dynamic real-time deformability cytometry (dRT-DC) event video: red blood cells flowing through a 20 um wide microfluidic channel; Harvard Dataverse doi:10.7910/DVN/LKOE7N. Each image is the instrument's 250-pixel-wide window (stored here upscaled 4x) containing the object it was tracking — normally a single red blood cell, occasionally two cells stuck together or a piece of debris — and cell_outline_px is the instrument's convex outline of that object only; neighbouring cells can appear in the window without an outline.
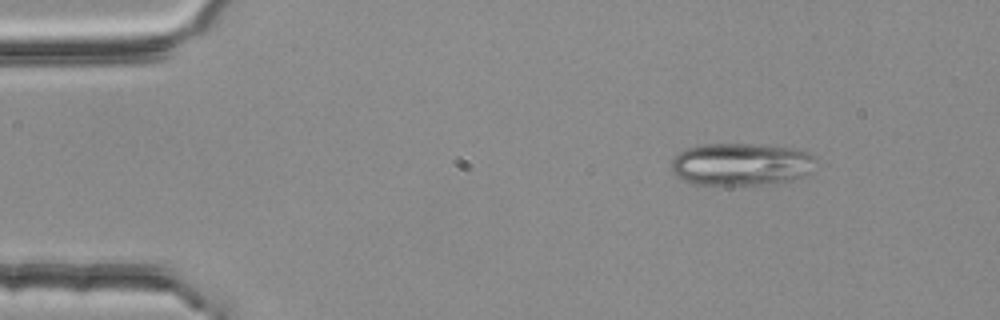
{"species": "common noctule bat (a hibernating species)", "species_latin": "Nyctalus noctula", "temperature_condition": "room temperature", "stored_images_in_passage": 3, "camera_frame_rate_fps": 3000, "um_per_image_px": 0.085, "animal": {"sex": "female", "body_mass_g": 25.1}, "frame": {"image": 1, "passage_image": 1, "time_ms": 0.0, "image_size_px": [1000, 320], "cell_outline_px": [[816, 160], [808, 172], [804, 176], [792, 180], [776, 184], [692, 184], [680, 180], [676, 176], [672, 168], [672, 160], [684, 148], [704, 144], [748, 144], [788, 148], [812, 152], [816, 156]], "centroid_in_image_um": [62.99, 13.97], "position_along_channel_um": 22.0, "area_um2": 35.78}}